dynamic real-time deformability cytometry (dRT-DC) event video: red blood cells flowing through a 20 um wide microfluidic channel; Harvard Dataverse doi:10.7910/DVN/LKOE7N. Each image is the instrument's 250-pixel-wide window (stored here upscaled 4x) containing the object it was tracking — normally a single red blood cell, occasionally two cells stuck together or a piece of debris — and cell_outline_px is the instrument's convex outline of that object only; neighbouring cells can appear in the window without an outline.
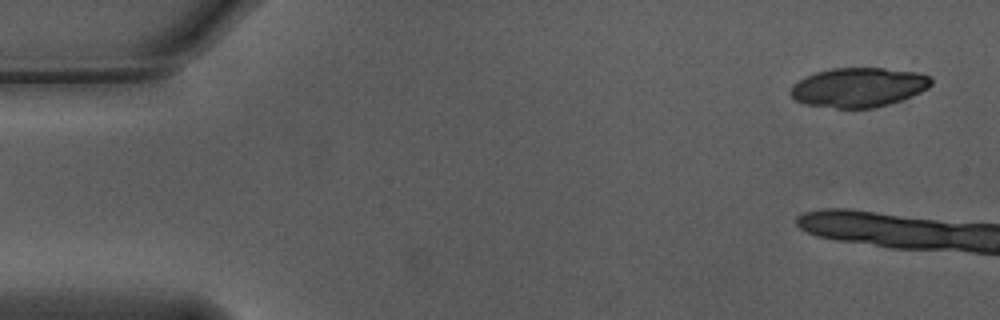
{"species": "Egyptian fruit bat (a non-hibernating species)", "species_latin": "Rousettus aegyptiacus", "temperature_condition": "warm", "stored_images_in_passage": 2, "camera_frame_rate_fps": 3000, "um_per_image_px": 0.085, "animal": {"sex": "male"}, "frame": {"image": 1, "passage_image": 2, "time_ms": 0.333, "image_size_px": [1000, 320], "cell_outline_px": [[932, 84], [928, 88], [912, 96], [888, 104], [872, 108], [836, 108], [804, 104], [796, 100], [788, 92], [792, 84], [804, 76], [816, 72], [832, 68], [884, 68], [916, 72], [928, 76], [932, 80]], "centroid_in_image_um": [72.93, 7.42], "position_along_channel_um": 12.1, "area_um2": 32.37}}